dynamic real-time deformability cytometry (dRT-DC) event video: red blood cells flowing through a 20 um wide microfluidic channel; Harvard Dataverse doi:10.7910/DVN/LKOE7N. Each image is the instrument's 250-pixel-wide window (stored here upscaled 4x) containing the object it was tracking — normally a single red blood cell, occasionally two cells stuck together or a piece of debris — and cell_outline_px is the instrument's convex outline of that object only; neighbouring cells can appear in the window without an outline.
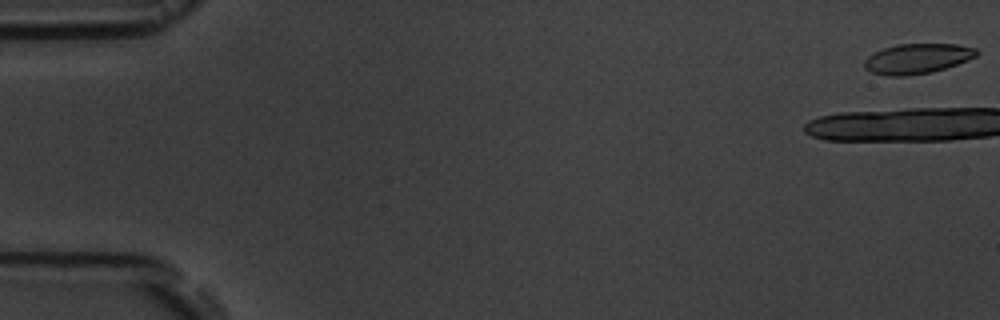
{"species": "common noctule bat (a hibernating species)", "species_latin": "Nyctalus noctula", "temperature_condition": "room temperature", "stored_images_in_passage": 6, "camera_frame_rate_fps": 3000, "um_per_image_px": 0.085, "animal": {"sex": "male", "body_mass_g": 19.5, "forearm_length_mm": 54.6}, "frame": {"image": 1, "passage_image": 1, "time_ms": 0.0, "image_size_px": [1000, 320], "cell_outline_px": [[980, 52], [976, 56], [968, 60], [932, 72], [904, 76], [888, 76], [872, 72], [864, 68], [864, 60], [868, 56], [884, 48], [896, 44], [956, 44], [976, 48]], "centroid_in_image_um": [77.97, 4.98], "position_along_channel_um": 7.0, "area_um2": 19.59}}
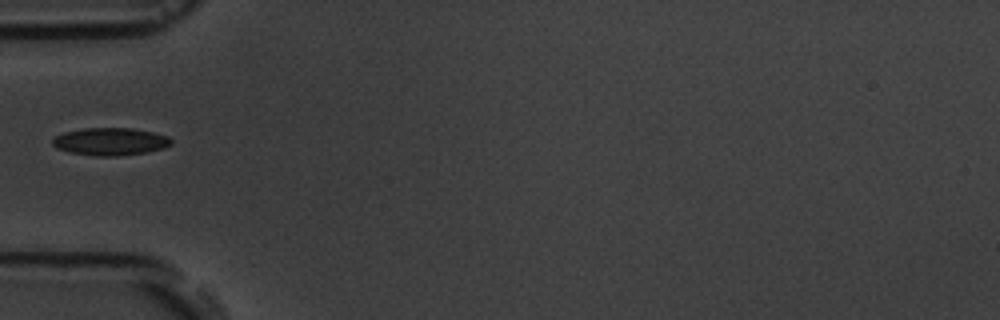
{"frame": {"image": 2, "passage_image": 6, "time_ms": 6.667, "image_size_px": [1000, 320], "cell_outline_px": [[172, 144], [164, 148], [144, 152], [116, 156], [92, 156], [68, 152], [56, 148], [52, 144], [52, 140], [56, 136], [64, 132], [84, 128], [132, 128], [152, 132], [168, 136], [172, 140]], "centroid_in_image_um": [9.36, 12.03], "position_along_channel_um": 75.6, "area_um2": 19.07}}